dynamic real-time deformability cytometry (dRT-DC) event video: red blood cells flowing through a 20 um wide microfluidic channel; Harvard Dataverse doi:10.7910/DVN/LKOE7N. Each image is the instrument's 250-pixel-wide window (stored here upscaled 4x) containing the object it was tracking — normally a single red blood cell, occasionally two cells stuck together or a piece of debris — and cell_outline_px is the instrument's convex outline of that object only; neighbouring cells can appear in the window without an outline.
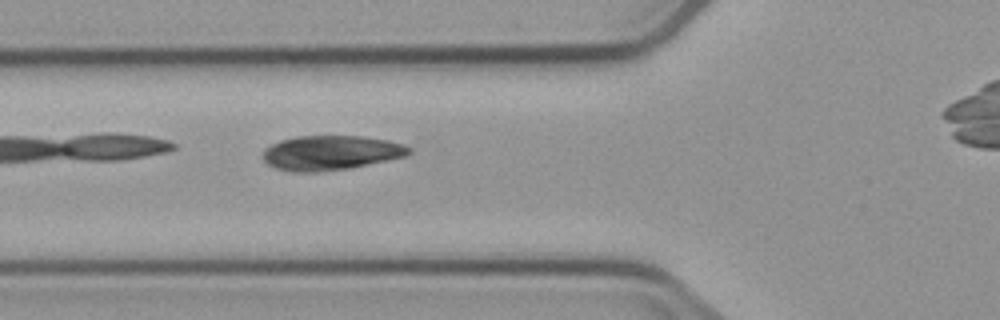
{"species": "common noctule bat (a hibernating species)", "species_latin": "Nyctalus noctula", "temperature_condition": "cold", "stored_images_in_passage": 3, "camera_frame_rate_fps": 3000, "um_per_image_px": 0.085, "animal": {"sex": "male", "body_mass_g": 23.1, "forearm_length_mm": 52.7}, "frame": {"image": 1, "passage_image": 2, "time_ms": 1.333, "image_size_px": [1000, 320], "cell_outline_px": [[412, 152], [404, 156], [388, 160], [348, 168], [316, 172], [296, 172], [276, 168], [268, 164], [260, 156], [264, 148], [280, 140], [296, 136], [360, 136], [388, 140], [404, 144], [412, 148]], "centroid_in_image_um": [28.09, 12.98], "position_along_channel_um": 97.7, "area_um2": 29.48}}